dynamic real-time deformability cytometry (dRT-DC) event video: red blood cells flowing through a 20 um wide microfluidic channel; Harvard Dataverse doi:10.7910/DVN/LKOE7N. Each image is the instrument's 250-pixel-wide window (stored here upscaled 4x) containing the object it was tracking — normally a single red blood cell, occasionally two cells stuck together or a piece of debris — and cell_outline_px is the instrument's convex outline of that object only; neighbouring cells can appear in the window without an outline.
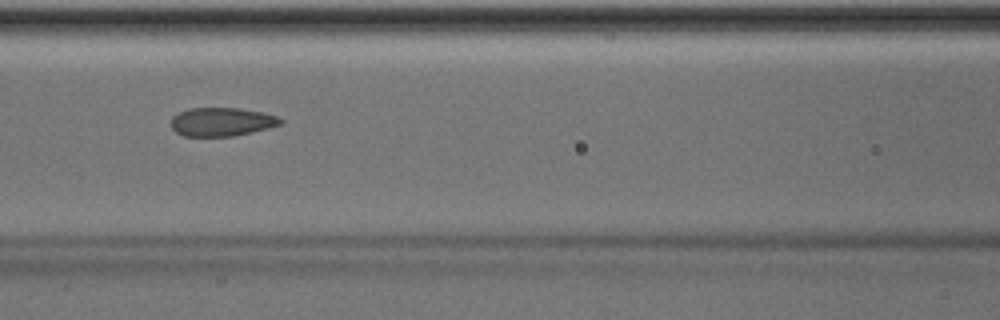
{"species": "Egyptian fruit bat (a non-hibernating species)", "species_latin": "Rousettus aegyptiacus", "temperature_condition": "room temperature", "stored_images_in_passage": 28, "camera_frame_rate_fps": 3000, "um_per_image_px": 0.085, "animal": {"sex": "male"}, "frame": {"image": 1, "passage_image": 12, "time_ms": 3.667, "image_size_px": [1000, 320], "cell_outline_px": [[284, 124], [268, 128], [232, 136], [184, 136], [176, 132], [172, 128], [172, 116], [188, 108], [240, 108], [260, 112], [276, 116], [284, 120]], "centroid_in_image_um": [18.85, 10.35], "position_along_channel_um": 147.7, "area_um2": 18.15}}